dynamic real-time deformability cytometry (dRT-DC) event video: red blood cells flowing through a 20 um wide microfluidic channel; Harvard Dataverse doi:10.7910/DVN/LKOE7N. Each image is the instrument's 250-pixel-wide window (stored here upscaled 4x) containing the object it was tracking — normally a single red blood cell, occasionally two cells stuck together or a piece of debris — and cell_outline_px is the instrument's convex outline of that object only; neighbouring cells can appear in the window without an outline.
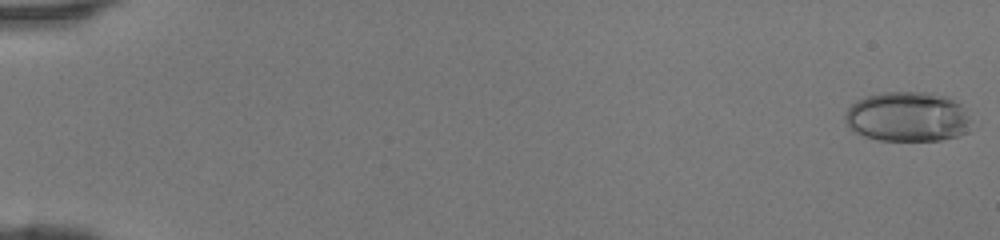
{"species": "human", "species_latin": "Homo sapiens", "temperature_condition": "room temperature", "stored_images_in_passage": 46, "camera_frame_rate_fps": 3000, "um_per_image_px": 0.085, "donor": {"sex": "female"}, "frame": {"image": 1, "passage_image": 1, "time_ms": 0.0, "image_size_px": [1000, 240], "cell_outline_px": [[968, 120], [964, 132], [956, 136], [940, 140], [880, 140], [864, 136], [848, 128], [844, 120], [844, 116], [848, 108], [856, 100], [868, 96], [884, 92], [924, 92], [948, 96], [960, 104], [964, 108]], "centroid_in_image_um": [77.07, 9.91], "position_along_channel_um": 7.9, "area_um2": 36.3}}
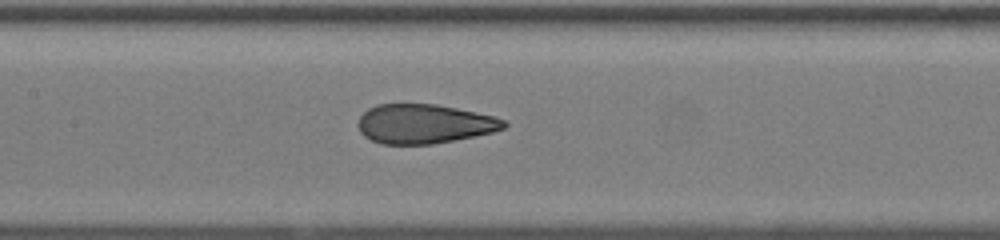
{"frame": {"image": 2, "passage_image": 24, "time_ms": 7.667, "image_size_px": [1000, 240], "cell_outline_px": [[508, 124], [504, 128], [492, 132], [432, 144], [380, 144], [364, 136], [360, 132], [356, 124], [360, 116], [368, 108], [376, 104], [436, 104], [496, 116], [504, 120]], "centroid_in_image_um": [36.02, 10.52], "position_along_channel_um": 171.4, "area_um2": 33.41}}
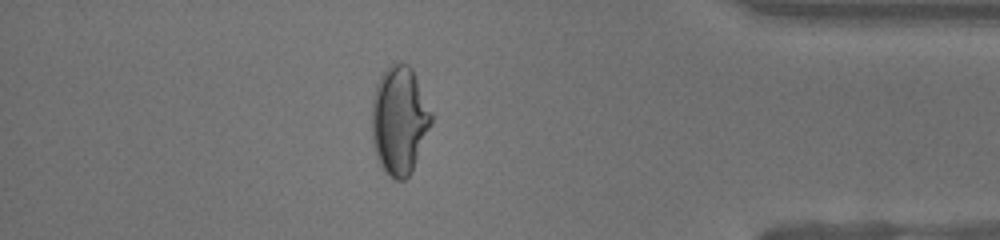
{"frame": {"image": 3, "passage_image": 41, "time_ms": 13.333, "image_size_px": [1000, 240], "cell_outline_px": [[432, 124], [412, 168], [408, 176], [404, 180], [396, 180], [384, 172], [380, 164], [372, 140], [372, 100], [376, 84], [380, 76], [392, 64], [408, 64], [412, 68], [432, 112]], "centroid_in_image_um": [33.94, 10.22], "position_along_channel_um": 401.3, "area_um2": 37.17}}